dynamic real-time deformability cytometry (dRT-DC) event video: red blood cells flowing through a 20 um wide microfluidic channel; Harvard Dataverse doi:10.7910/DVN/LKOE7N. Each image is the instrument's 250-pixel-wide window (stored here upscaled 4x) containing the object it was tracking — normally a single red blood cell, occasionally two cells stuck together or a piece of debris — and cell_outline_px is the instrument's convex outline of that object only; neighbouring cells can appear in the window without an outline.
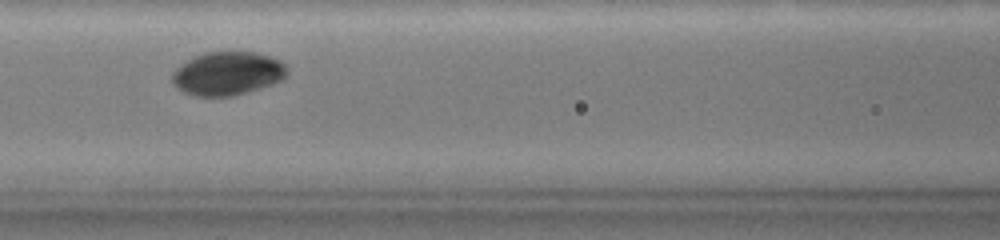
{"species": "common noctule bat (a hibernating species)", "species_latin": "Nyctalus noctula", "temperature_condition": "warm", "stored_images_in_passage": 23, "camera_frame_rate_fps": 3000, "um_per_image_px": 0.085, "animal": {"sex": "female", "body_mass_g": 19.0, "forearm_length_mm": 51.5}, "frame": {"image": 1, "passage_image": 17, "time_ms": 3.667, "image_size_px": [1000, 240], "cell_outline_px": [[284, 76], [268, 84], [256, 88], [228, 96], [200, 96], [188, 92], [180, 88], [172, 80], [172, 76], [176, 68], [188, 60], [204, 52], [256, 52], [280, 60], [284, 64]], "centroid_in_image_um": [19.3, 6.21], "position_along_channel_um": 147.3, "area_um2": 27.8}}
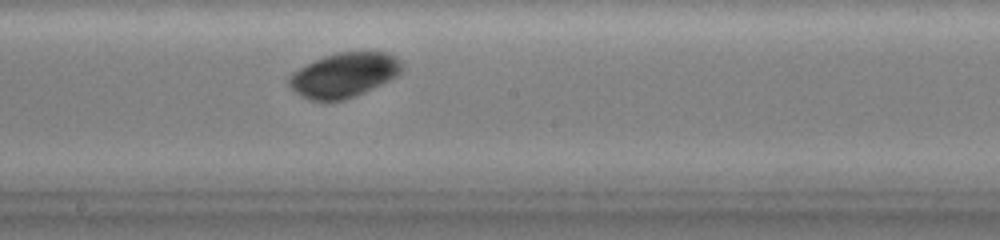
{"frame": {"image": 2, "passage_image": 23, "time_ms": 5.667, "image_size_px": [1000, 240], "cell_outline_px": [[400, 72], [396, 76], [380, 84], [352, 96], [340, 100], [312, 100], [304, 96], [292, 88], [288, 84], [288, 76], [292, 72], [324, 56], [336, 52], [388, 52], [396, 56], [400, 60]], "centroid_in_image_um": [29.23, 6.34], "position_along_channel_um": 219.0, "area_um2": 28.5}}